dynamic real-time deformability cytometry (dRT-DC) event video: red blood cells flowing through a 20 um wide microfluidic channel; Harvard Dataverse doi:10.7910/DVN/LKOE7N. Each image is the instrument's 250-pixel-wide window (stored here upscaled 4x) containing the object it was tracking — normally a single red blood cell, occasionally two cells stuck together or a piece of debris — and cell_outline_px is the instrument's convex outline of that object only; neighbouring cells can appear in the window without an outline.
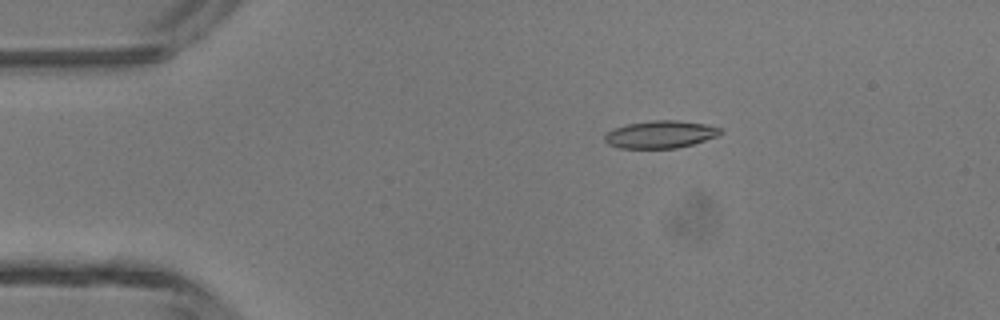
{"species": "common noctule bat (a hibernating species)", "species_latin": "Nyctalus noctula", "temperature_condition": "room temperature", "stored_images_in_passage": 45, "camera_frame_rate_fps": 3000, "um_per_image_px": 0.085, "animal": {"sex": "male", "body_mass_g": 13.3}, "frame": {"image": 1, "passage_image": 7, "time_ms": 2.0, "image_size_px": [1000, 320], "cell_outline_px": [[724, 132], [716, 136], [692, 144], [676, 148], [620, 148], [608, 144], [604, 140], [604, 136], [612, 128], [628, 124], [652, 120], [676, 120], [704, 124], [720, 128]], "centroid_in_image_um": [56.1, 11.42], "position_along_channel_um": 28.9, "area_um2": 18.38}}
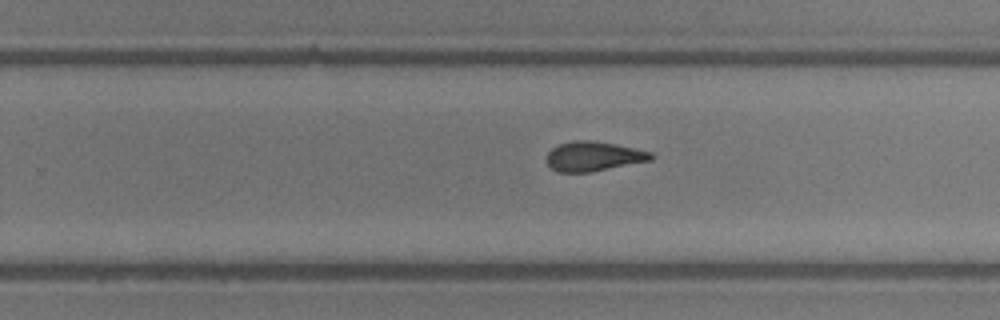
{"frame": {"image": 2, "passage_image": 28, "time_ms": 9.0, "image_size_px": [1000, 320], "cell_outline_px": [[656, 156], [652, 160], [592, 172], [560, 172], [552, 168], [548, 164], [548, 152], [552, 148], [560, 144], [576, 140], [592, 140], [652, 152]], "centroid_in_image_um": [50.48, 13.29], "position_along_channel_um": 279.3, "area_um2": 17.8}}
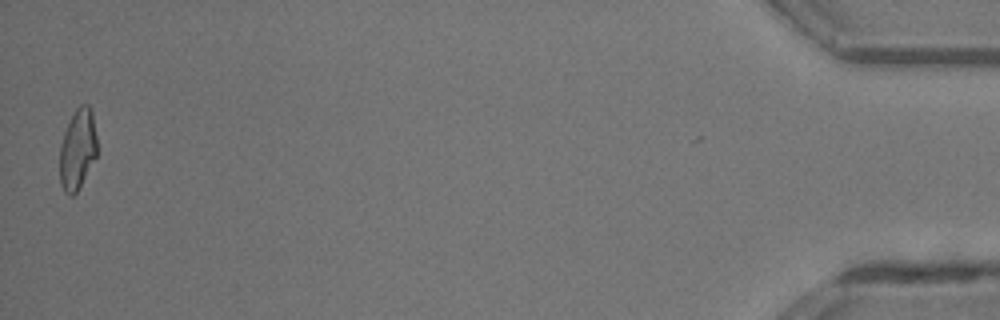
{"frame": {"image": 3, "passage_image": 45, "time_ms": 14.667, "image_size_px": [1000, 320], "cell_outline_px": [[96, 156], [76, 192], [72, 196], [68, 196], [64, 192], [60, 184], [60, 144], [64, 132], [76, 108], [80, 104], [88, 104], [92, 112], [96, 136]], "centroid_in_image_um": [6.57, 12.69], "position_along_channel_um": 428.6, "area_um2": 17.28}, "authors_computed_cell_mechanics": {"area_um2": 18.3804, "velocity_mm_per_s": 4.3822, "shape_relaxation_time_tau1_ms": null, "shape_relaxation_time_tau2_ms": 2.1062, "deformation_change_tau1": null, "deformation_change_tau2": 0.1046}}